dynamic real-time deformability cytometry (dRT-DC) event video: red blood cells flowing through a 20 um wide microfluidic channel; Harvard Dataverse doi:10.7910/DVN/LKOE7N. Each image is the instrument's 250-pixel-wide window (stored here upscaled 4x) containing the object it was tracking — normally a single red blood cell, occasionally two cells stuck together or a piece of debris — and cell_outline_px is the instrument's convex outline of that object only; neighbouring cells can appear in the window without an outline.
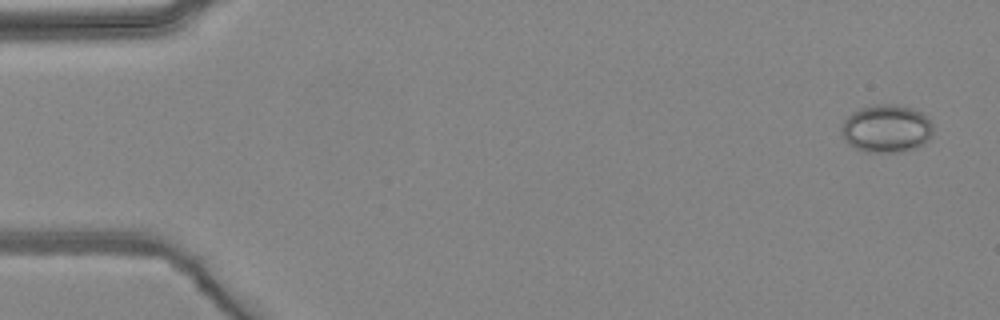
{"species": "common noctule bat (a hibernating species)", "species_latin": "Nyctalus noctula", "temperature_condition": "warm", "stored_images_in_passage": 4, "camera_frame_rate_fps": 3000, "um_per_image_px": 0.085, "animal": {"sex": "female", "body_mass_g": 24.6, "forearm_length_mm": 56.2}, "frame": {"image": 1, "passage_image": 1, "time_ms": 0.0, "image_size_px": [1000, 320], "cell_outline_px": [[932, 136], [924, 144], [916, 148], [900, 152], [868, 152], [856, 148], [848, 144], [844, 140], [840, 132], [840, 128], [844, 120], [852, 112], [860, 108], [872, 104], [892, 104], [912, 108], [920, 112], [932, 124]], "centroid_in_image_um": [75.32, 10.94], "position_along_channel_um": 9.7, "area_um2": 25.72}}
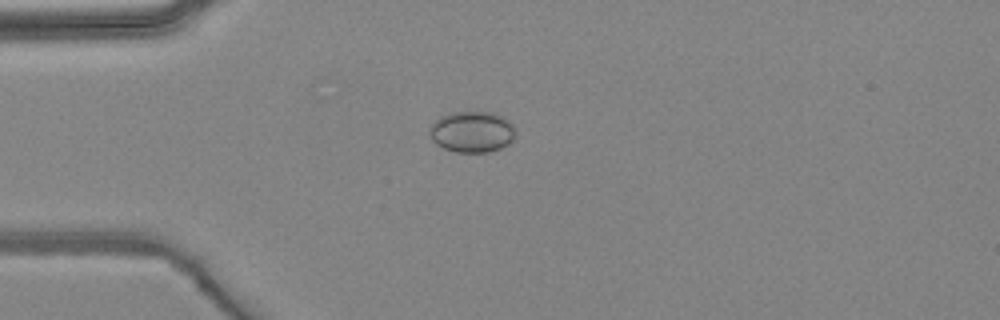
{"frame": {"image": 2, "passage_image": 4, "time_ms": 3.667, "image_size_px": [1000, 320], "cell_outline_px": [[516, 136], [508, 144], [500, 148], [488, 152], [456, 152], [444, 148], [436, 144], [432, 140], [428, 128], [440, 116], [452, 112], [496, 112], [504, 116], [512, 124], [516, 132]], "centroid_in_image_um": [40.14, 11.19], "position_along_channel_um": 44.9, "area_um2": 20.81}}